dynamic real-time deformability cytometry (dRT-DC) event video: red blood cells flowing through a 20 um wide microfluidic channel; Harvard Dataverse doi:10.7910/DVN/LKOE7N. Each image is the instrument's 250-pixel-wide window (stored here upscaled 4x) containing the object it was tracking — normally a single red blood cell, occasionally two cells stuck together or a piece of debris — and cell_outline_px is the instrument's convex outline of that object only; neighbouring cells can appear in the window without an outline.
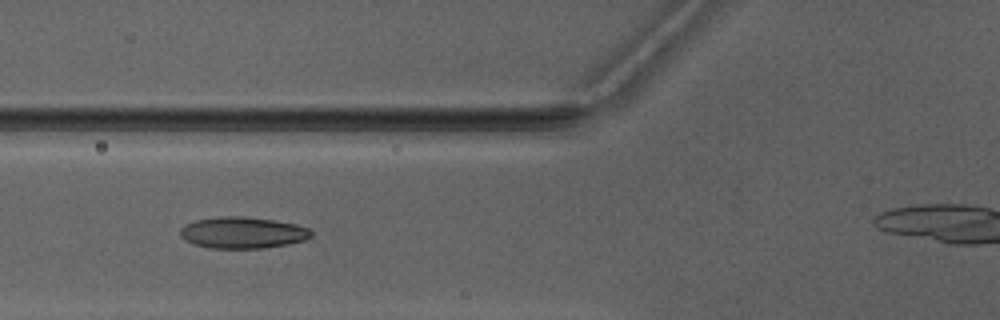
{"species": "Egyptian fruit bat (a non-hibernating species)", "species_latin": "Rousettus aegyptiacus", "temperature_condition": "warm", "stored_images_in_passage": 7, "segment_of_instrument_passage": [1, 2], "camera_frame_rate_fps": 3000, "um_per_image_px": 0.085, "animal": {"sex": "male"}, "frame": {"image": 1, "passage_image": 4, "time_ms": 3.333, "image_size_px": [1000, 320], "cell_outline_px": [[312, 236], [308, 240], [288, 244], [264, 248], [208, 248], [184, 240], [180, 236], [180, 228], [184, 224], [196, 220], [220, 216], [244, 216], [272, 220], [296, 224], [308, 228], [312, 232]], "centroid_in_image_um": [20.63, 19.77], "position_along_channel_um": 105.2, "area_um2": 24.16}}
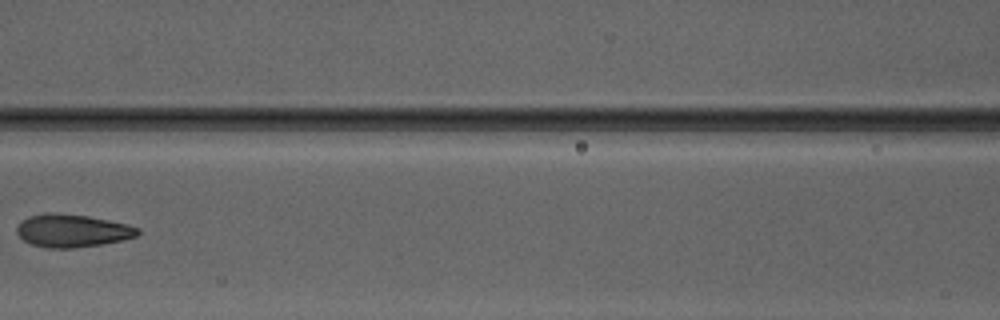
{"frame": {"image": 2, "passage_image": 5, "time_ms": 4.667, "image_size_px": [1000, 320], "cell_outline_px": [[140, 232], [136, 236], [124, 240], [100, 244], [72, 248], [48, 248], [32, 244], [24, 240], [16, 232], [16, 228], [28, 216], [44, 212], [52, 212], [88, 216], [128, 224], [140, 228]], "centroid_in_image_um": [6.16, 19.6], "position_along_channel_um": 160.4, "area_um2": 23.12}}
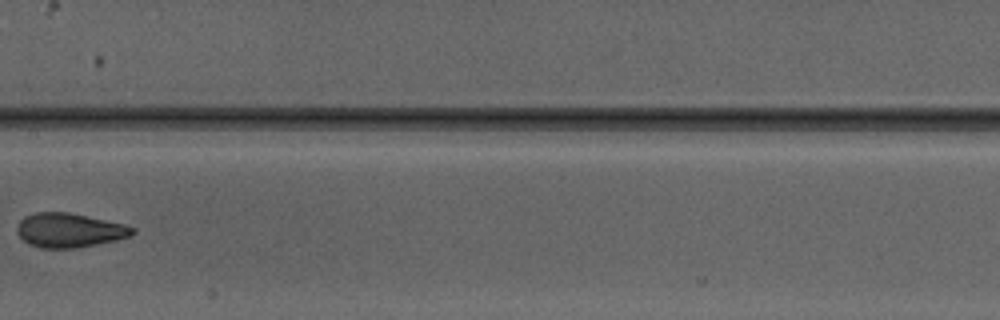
{"frame": {"image": 3, "passage_image": 6, "time_ms": 5.667, "image_size_px": [1000, 320], "cell_outline_px": [[136, 232], [132, 236], [116, 240], [76, 248], [40, 248], [28, 244], [16, 232], [16, 228], [20, 220], [24, 216], [36, 212], [68, 212], [124, 224], [136, 228]], "centroid_in_image_um": [5.89, 19.57], "position_along_channel_um": 201.5, "area_um2": 23.12}}